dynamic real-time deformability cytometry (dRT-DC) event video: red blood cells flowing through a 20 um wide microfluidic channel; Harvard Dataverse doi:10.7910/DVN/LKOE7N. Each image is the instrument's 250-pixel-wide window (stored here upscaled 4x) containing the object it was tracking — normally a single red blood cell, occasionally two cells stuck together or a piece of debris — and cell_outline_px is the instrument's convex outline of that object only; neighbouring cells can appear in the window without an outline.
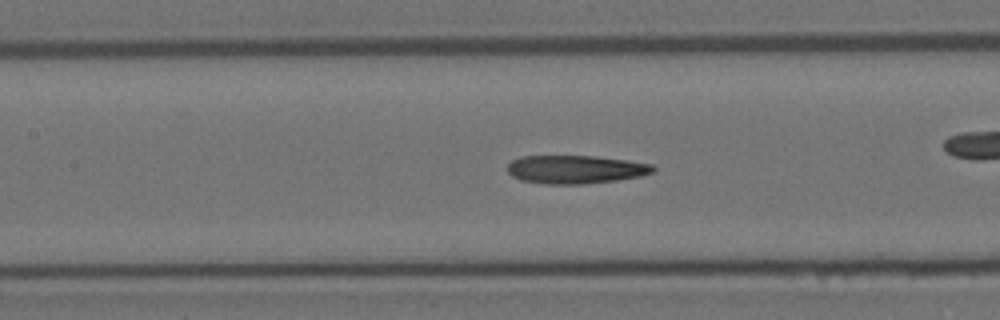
{"species": "Egyptian fruit bat (a non-hibernating species)", "species_latin": "Rousettus aegyptiacus", "temperature_condition": "room temperature", "stored_images_in_passage": 57, "camera_frame_rate_fps": 3000, "um_per_image_px": 0.085, "animal": {"sex": "female"}, "frame": {"image": 1, "passage_image": 25, "time_ms": 8.0, "image_size_px": [1000, 320], "cell_outline_px": [[656, 172], [640, 176], [616, 180], [584, 184], [544, 184], [520, 180], [512, 176], [508, 172], [508, 164], [512, 160], [520, 156], [596, 156], [652, 164], [656, 168]], "centroid_in_image_um": [48.91, 14.4], "position_along_channel_um": 158.5, "area_um2": 24.1}}
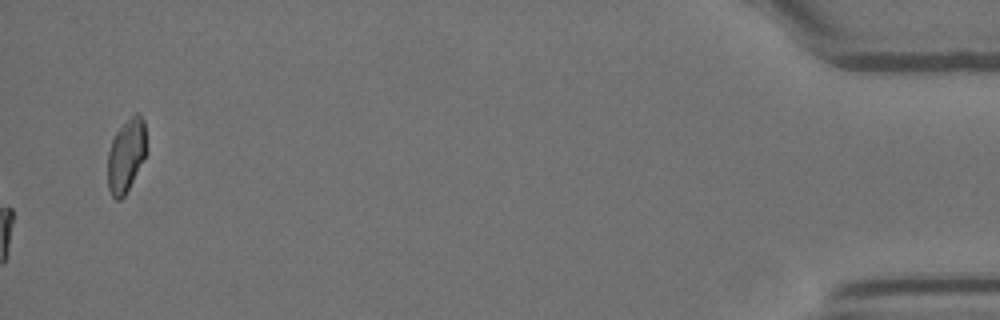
{"frame": {"image": 2, "passage_image": 57, "time_ms": 18.667, "image_size_px": [1000, 320], "cell_outline_px": [[144, 160], [124, 196], [120, 200], [116, 200], [112, 196], [108, 188], [108, 152], [112, 140], [116, 132], [136, 112], [140, 112], [144, 120]], "centroid_in_image_um": [10.7, 13.24], "position_along_channel_um": 424.5, "area_um2": 16.13}, "authors_computed_cell_mechanics": {"area_um2": 24.3916, "velocity_mm_per_s": 3.6298, "shape_relaxation_time_tau1_ms": null, "shape_relaxation_time_tau2_ms": 5.2407, "deformation_change_tau1": null, "deformation_change_tau2": 0.1779}}